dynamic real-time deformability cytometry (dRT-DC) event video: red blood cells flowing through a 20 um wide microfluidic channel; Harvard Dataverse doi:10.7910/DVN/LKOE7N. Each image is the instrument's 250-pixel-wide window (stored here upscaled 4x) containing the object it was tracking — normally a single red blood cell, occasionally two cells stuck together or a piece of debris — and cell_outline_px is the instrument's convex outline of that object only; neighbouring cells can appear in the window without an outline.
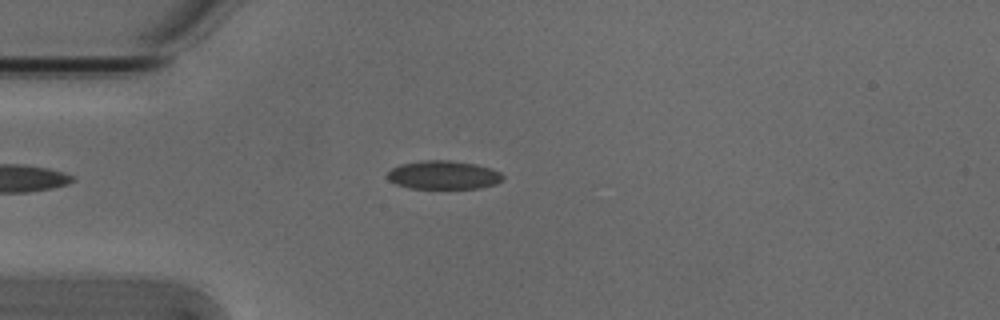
{"species": "Egyptian fruit bat (a non-hibernating species)", "species_latin": "Rousettus aegyptiacus", "temperature_condition": "cold", "stored_images_in_passage": 4, "camera_frame_rate_fps": 3000, "um_per_image_px": 0.085, "animal": {"sex": "male"}, "frame": {"image": 1, "passage_image": 3, "time_ms": 0.667, "image_size_px": [1000, 320], "cell_outline_px": [[504, 176], [496, 184], [480, 188], [408, 188], [396, 184], [388, 180], [388, 172], [392, 168], [400, 164], [424, 160], [448, 160], [476, 164], [492, 168], [500, 172]], "centroid_in_image_um": [37.69, 14.87], "position_along_channel_um": 47.3, "area_um2": 19.19}}